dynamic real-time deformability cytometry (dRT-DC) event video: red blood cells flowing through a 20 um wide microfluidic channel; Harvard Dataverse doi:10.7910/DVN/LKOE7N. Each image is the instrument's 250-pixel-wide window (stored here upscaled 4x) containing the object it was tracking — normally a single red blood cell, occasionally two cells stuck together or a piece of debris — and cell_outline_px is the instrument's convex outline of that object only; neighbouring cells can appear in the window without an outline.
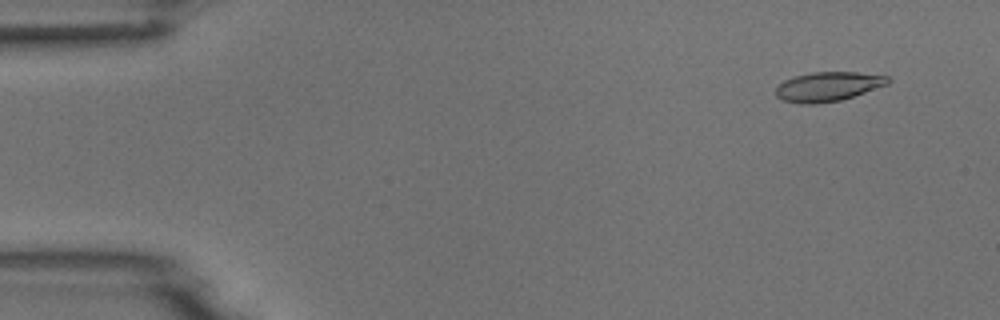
{"species": "common noctule bat (a hibernating species)", "species_latin": "Nyctalus noctula", "temperature_condition": "room temperature", "stored_images_in_passage": 5, "camera_frame_rate_fps": 3000, "um_per_image_px": 0.085, "animal": {"sex": "male", "body_mass_g": 18.8}, "frame": {"image": 1, "passage_image": 2, "time_ms": 1.0, "image_size_px": [1000, 320], "cell_outline_px": [[892, 80], [888, 84], [840, 100], [816, 104], [804, 104], [784, 100], [776, 96], [776, 88], [784, 80], [796, 76], [812, 72], [856, 72], [888, 76]], "centroid_in_image_um": [70.39, 7.35], "position_along_channel_um": 14.6, "area_um2": 18.96}}
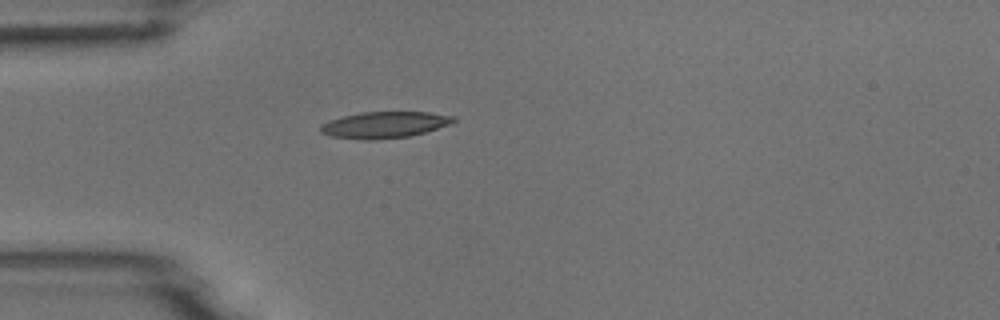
{"frame": {"image": 2, "passage_image": 5, "time_ms": 4.667, "image_size_px": [1000, 320], "cell_outline_px": [[456, 120], [448, 124], [424, 132], [408, 136], [372, 140], [364, 140], [332, 136], [320, 132], [320, 124], [328, 120], [360, 112], [428, 112], [452, 116]], "centroid_in_image_um": [32.61, 10.6], "position_along_channel_um": 52.4, "area_um2": 20.17}}